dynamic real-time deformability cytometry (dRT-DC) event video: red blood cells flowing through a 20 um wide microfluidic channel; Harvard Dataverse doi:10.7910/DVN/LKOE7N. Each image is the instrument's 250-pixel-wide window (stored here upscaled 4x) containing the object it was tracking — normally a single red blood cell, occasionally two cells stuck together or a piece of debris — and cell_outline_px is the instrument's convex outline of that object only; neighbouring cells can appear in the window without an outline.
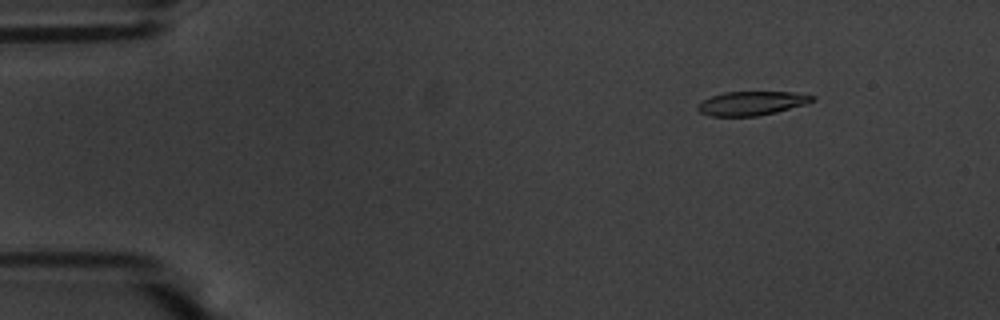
{"species": "common noctule bat (a hibernating species)", "species_latin": "Nyctalus noctula", "temperature_condition": "warm", "stored_images_in_passage": 56, "camera_frame_rate_fps": 3000, "um_per_image_px": 0.085, "animal": {"sex": "male", "body_mass_g": 20.1, "forearm_length_mm": 53.5}, "frame": {"image": 1, "passage_image": 7, "time_ms": 2.0, "image_size_px": [1000, 320], "cell_outline_px": [[816, 100], [804, 104], [776, 112], [756, 116], [712, 116], [700, 112], [696, 108], [704, 100], [712, 96], [724, 92], [792, 92], [816, 96]], "centroid_in_image_um": [63.91, 8.77], "position_along_channel_um": 21.1, "area_um2": 15.78}}
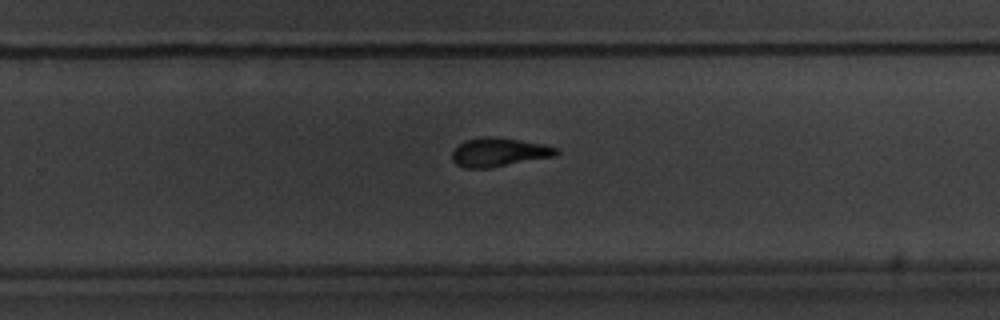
{"frame": {"image": 2, "passage_image": 36, "time_ms": 11.667, "image_size_px": [1000, 320], "cell_outline_px": [[560, 152], [556, 156], [488, 168], [464, 168], [456, 164], [452, 160], [452, 152], [460, 144], [468, 140], [484, 136], [492, 136], [520, 140], [544, 144], [556, 148]], "centroid_in_image_um": [42.42, 12.94], "position_along_channel_um": 287.4, "area_um2": 17.34}}
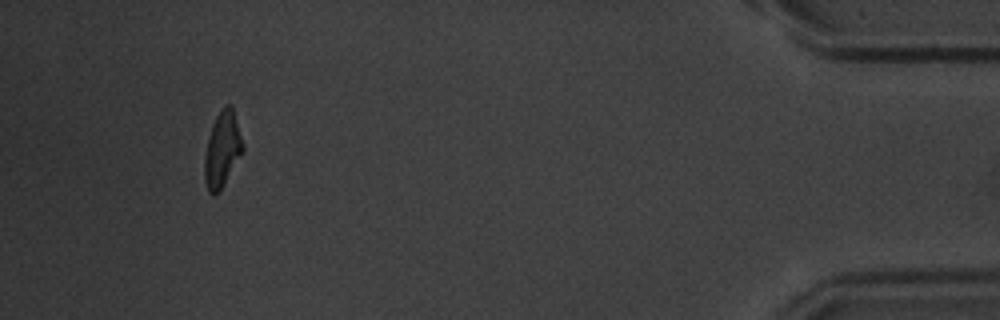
{"frame": {"image": 3, "passage_image": 52, "time_ms": 17.0, "image_size_px": [1000, 320], "cell_outline_px": [[244, 148], [220, 192], [212, 196], [208, 192], [204, 180], [204, 156], [212, 124], [216, 116], [224, 104], [232, 104], [244, 144]], "centroid_in_image_um": [18.88, 12.7], "position_along_channel_um": 416.3, "area_um2": 16.99}, "authors_computed_cell_mechanics": {"area_um2": 17.1955, "velocity_mm_per_s": 3.6495, "shape_relaxation_time_tau1_ms": 4.1206, "shape_relaxation_time_tau2_ms": 3.8259, "deformation_change_tau1": 0.1949, "deformation_change_tau2": 0.1372}}